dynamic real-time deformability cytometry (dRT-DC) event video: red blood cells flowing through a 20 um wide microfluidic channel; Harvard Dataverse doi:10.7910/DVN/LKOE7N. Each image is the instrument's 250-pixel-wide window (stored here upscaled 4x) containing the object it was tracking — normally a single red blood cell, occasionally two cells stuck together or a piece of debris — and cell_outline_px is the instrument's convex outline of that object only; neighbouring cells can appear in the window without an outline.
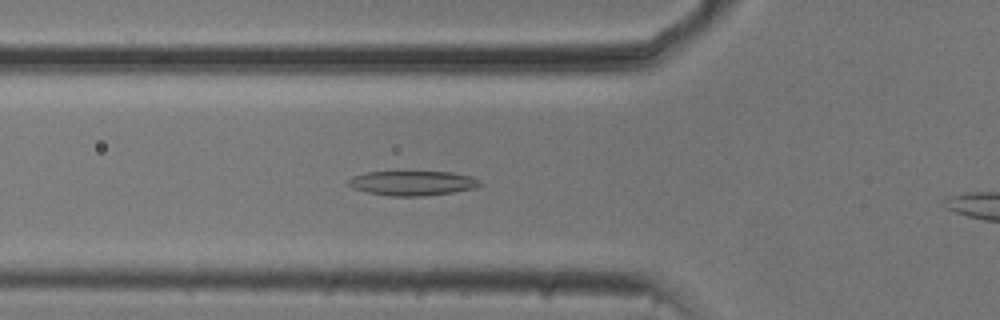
{"species": "common noctule bat (a hibernating species)", "species_latin": "Nyctalus noctula", "temperature_condition": "cold", "stored_images_in_passage": 39, "camera_frame_rate_fps": 3000, "um_per_image_px": 0.085, "animal": {"sex": "male", "body_mass_g": 20.5, "forearm_length_mm": 52.5}, "frame": {"image": 1, "passage_image": 11, "time_ms": 3.333, "image_size_px": [1000, 320], "cell_outline_px": [[484, 184], [476, 188], [452, 192], [420, 196], [388, 196], [368, 192], [352, 188], [348, 184], [348, 180], [352, 176], [364, 172], [404, 168], [452, 172], [472, 176], [480, 180]], "centroid_in_image_um": [35.05, 15.49], "position_along_channel_um": 90.8, "area_um2": 20.23}}
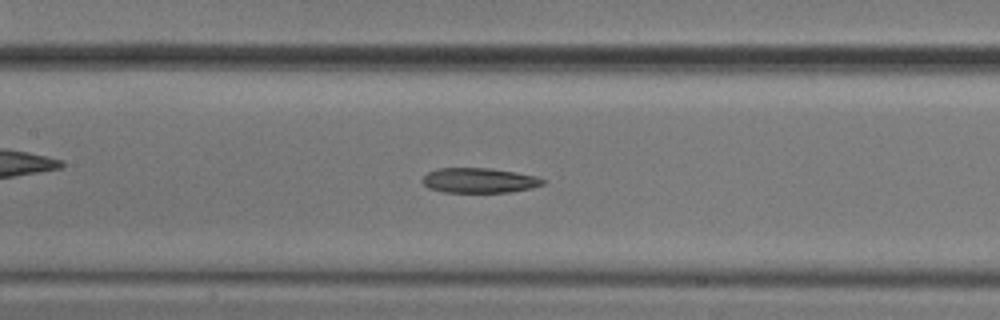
{"frame": {"image": 2, "passage_image": 17, "time_ms": 5.333, "image_size_px": [1000, 320], "cell_outline_px": [[544, 184], [532, 188], [508, 192], [444, 192], [428, 188], [420, 180], [428, 172], [440, 168], [488, 168], [516, 172], [536, 176], [544, 180]], "centroid_in_image_um": [40.71, 15.33], "position_along_channel_um": 166.7, "area_um2": 17.46}}
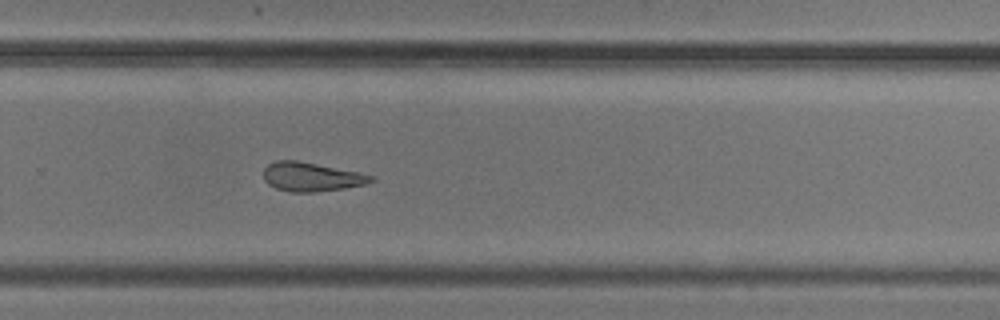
{"frame": {"image": 3, "passage_image": 28, "time_ms": 9.0, "image_size_px": [1000, 320], "cell_outline_px": [[376, 180], [364, 184], [344, 188], [312, 192], [292, 192], [276, 188], [268, 184], [264, 180], [264, 168], [268, 164], [276, 160], [296, 160], [360, 172], [372, 176]], "centroid_in_image_um": [26.45, 15.02], "position_along_channel_um": 303.4, "area_um2": 18.03}}